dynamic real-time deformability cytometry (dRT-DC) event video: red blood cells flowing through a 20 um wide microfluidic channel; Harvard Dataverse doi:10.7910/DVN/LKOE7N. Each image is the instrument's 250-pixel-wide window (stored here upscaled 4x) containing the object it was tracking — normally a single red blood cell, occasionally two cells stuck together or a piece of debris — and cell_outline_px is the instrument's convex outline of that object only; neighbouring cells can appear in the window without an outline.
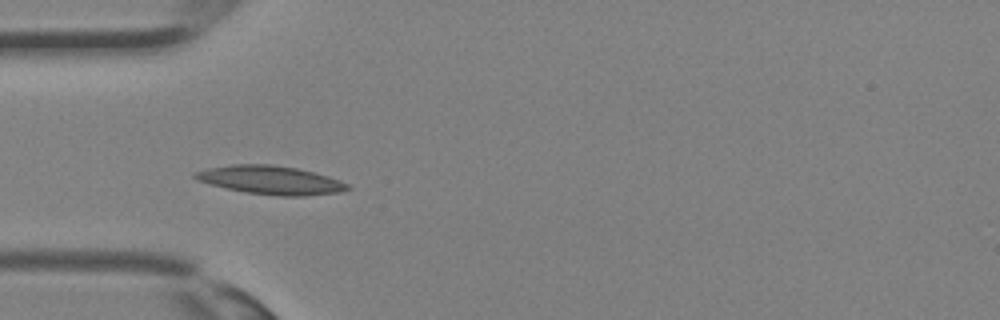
{"species": "Egyptian fruit bat (a non-hibernating species)", "species_latin": "Rousettus aegyptiacus", "temperature_condition": "room temperature", "stored_images_in_passage": 23, "camera_frame_rate_fps": 3000, "um_per_image_px": 0.085, "animal": {"sex": "female"}, "frame": {"image": 1, "passage_image": 2, "time_ms": 0.333, "image_size_px": [1000, 320], "cell_outline_px": [[352, 188], [340, 192], [304, 196], [280, 196], [244, 192], [196, 180], [192, 176], [192, 172], [208, 168], [232, 164], [272, 164], [296, 168], [328, 176], [340, 180], [348, 184]], "centroid_in_image_um": [23.0, 15.3], "position_along_channel_um": 62.0, "area_um2": 25.32}}
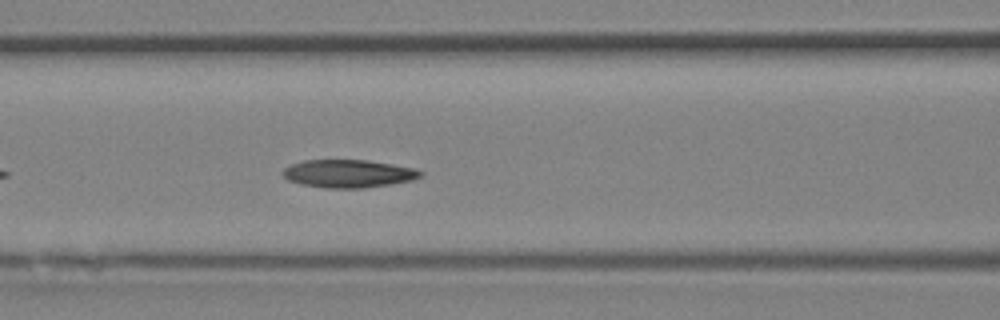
{"frame": {"image": 2, "passage_image": 6, "time_ms": 1.667, "image_size_px": [1000, 320], "cell_outline_px": [[424, 172], [420, 176], [412, 180], [364, 188], [324, 188], [300, 184], [288, 180], [280, 172], [284, 168], [292, 164], [304, 160], [364, 160], [392, 164], [416, 168]], "centroid_in_image_um": [29.58, 14.76], "position_along_channel_um": 137.0, "area_um2": 22.37}}
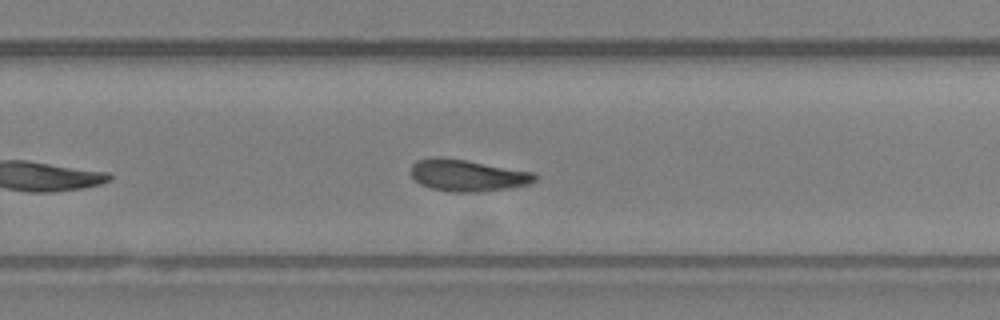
{"frame": {"image": 3, "passage_image": 14, "time_ms": 4.333, "image_size_px": [1000, 320], "cell_outline_px": [[536, 180], [528, 184], [508, 188], [480, 192], [448, 192], [432, 188], [420, 184], [412, 176], [412, 164], [416, 160], [432, 156], [444, 156], [532, 172], [536, 176]], "centroid_in_image_um": [39.69, 14.9], "position_along_channel_um": 290.1, "area_um2": 22.95}}